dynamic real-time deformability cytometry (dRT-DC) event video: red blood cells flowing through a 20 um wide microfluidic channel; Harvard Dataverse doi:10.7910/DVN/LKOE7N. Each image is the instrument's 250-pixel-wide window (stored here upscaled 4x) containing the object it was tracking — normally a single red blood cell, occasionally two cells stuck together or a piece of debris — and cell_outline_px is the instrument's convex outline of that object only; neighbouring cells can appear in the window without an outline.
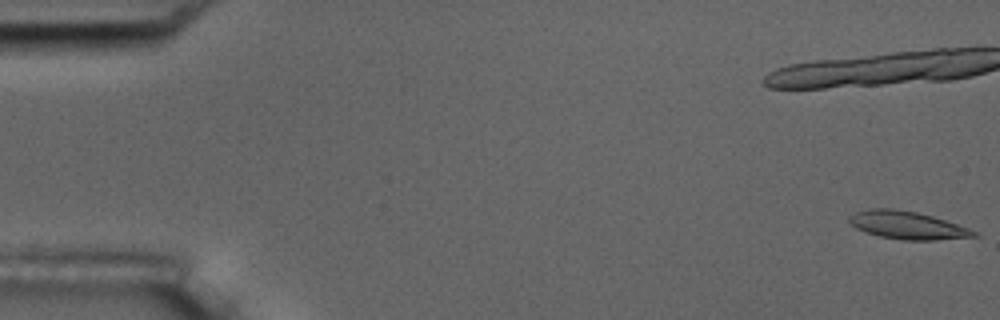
{"species": "common noctule bat (a hibernating species)", "species_latin": "Nyctalus noctula", "temperature_condition": "room temperature", "stored_images_in_passage": 3, "camera_frame_rate_fps": 3000, "um_per_image_px": 0.085, "animal": {"sex": "male", "body_mass_g": 17.5, "forearm_length_mm": 52.3}, "frame": {"image": 1, "passage_image": 1, "time_ms": 0.0, "image_size_px": [1000, 320], "cell_outline_px": [[980, 236], [936, 240], [904, 240], [880, 236], [856, 228], [848, 220], [848, 216], [856, 212], [868, 208], [892, 208], [916, 212], [932, 216], [980, 232]], "centroid_in_image_um": [77.14, 19.14], "position_along_channel_um": 7.9, "area_um2": 20.11}}